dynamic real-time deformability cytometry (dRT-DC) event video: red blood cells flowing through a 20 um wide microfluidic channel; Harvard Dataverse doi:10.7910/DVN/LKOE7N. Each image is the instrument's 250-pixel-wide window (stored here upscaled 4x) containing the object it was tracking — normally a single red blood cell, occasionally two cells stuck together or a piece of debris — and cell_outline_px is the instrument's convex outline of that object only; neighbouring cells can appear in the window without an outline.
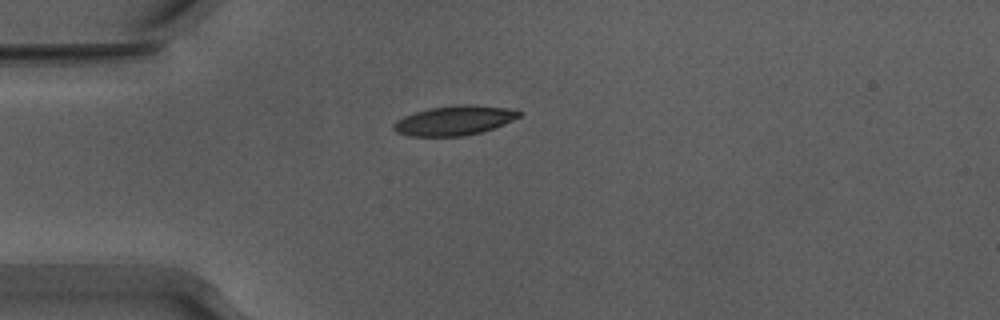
{"species": "Egyptian fruit bat (a non-hibernating species)", "species_latin": "Rousettus aegyptiacus", "temperature_condition": "warm", "stored_images_in_passage": 40, "camera_frame_rate_fps": 3000, "um_per_image_px": 0.085, "animal": {"sex": "male"}, "frame": {"image": 1, "passage_image": 1, "time_ms": 0.0, "image_size_px": [1000, 320], "cell_outline_px": [[520, 116], [504, 124], [480, 132], [464, 136], [408, 136], [396, 132], [392, 128], [392, 124], [396, 120], [404, 116], [428, 108], [456, 104], [468, 104], [504, 108], [520, 112]], "centroid_in_image_um": [38.54, 10.24], "position_along_channel_um": 46.5, "area_um2": 21.44}}
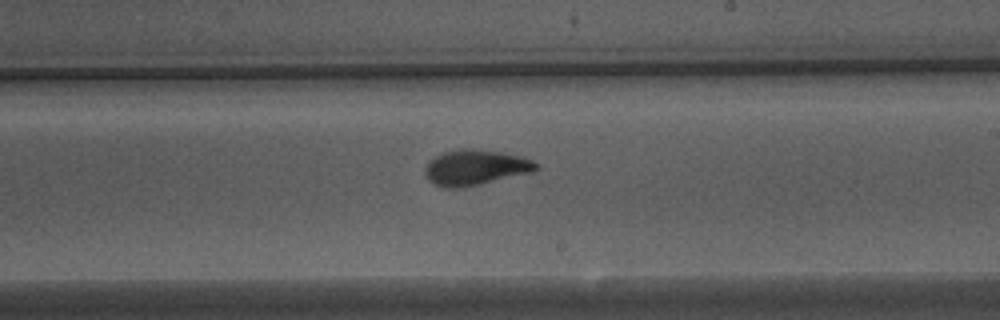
{"frame": {"image": 2, "passage_image": 18, "time_ms": 5.667, "image_size_px": [1000, 320], "cell_outline_px": [[540, 168], [532, 172], [480, 184], [456, 188], [448, 188], [436, 184], [428, 180], [424, 172], [424, 168], [436, 156], [444, 152], [460, 148], [464, 148], [500, 152], [524, 156], [540, 164]], "centroid_in_image_um": [40.45, 14.23], "position_along_channel_um": 248.5, "area_um2": 22.77}}
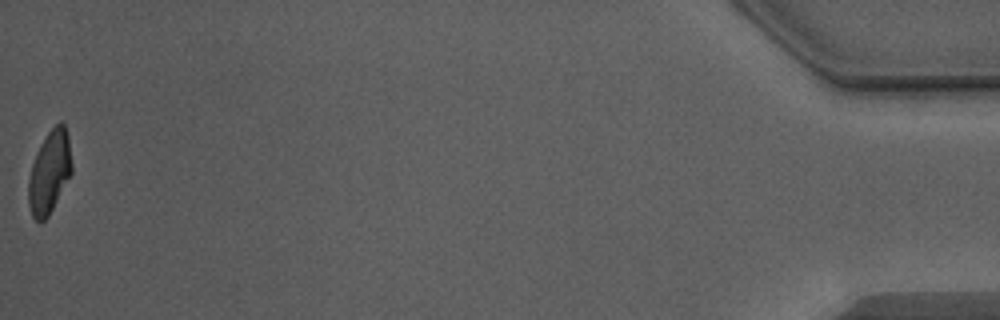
{"frame": {"image": 3, "passage_image": 40, "time_ms": 13.0, "image_size_px": [1000, 320], "cell_outline_px": [[72, 172], [48, 216], [44, 220], [36, 220], [32, 216], [28, 204], [28, 180], [32, 164], [36, 152], [48, 132], [60, 120], [64, 124], [68, 136], [72, 164]], "centroid_in_image_um": [4.2, 14.62], "position_along_channel_um": 431.0, "area_um2": 20.63}, "authors_computed_cell_mechanics": {"area_um2": 21.7328, "velocity_mm_per_s": 3.8875, "shape_relaxation_time_tau1_ms": 4.2202, "shape_relaxation_time_tau2_ms": 0.8683, "deformation_change_tau1": 0.1799, "deformation_change_tau2": 0.0652}}